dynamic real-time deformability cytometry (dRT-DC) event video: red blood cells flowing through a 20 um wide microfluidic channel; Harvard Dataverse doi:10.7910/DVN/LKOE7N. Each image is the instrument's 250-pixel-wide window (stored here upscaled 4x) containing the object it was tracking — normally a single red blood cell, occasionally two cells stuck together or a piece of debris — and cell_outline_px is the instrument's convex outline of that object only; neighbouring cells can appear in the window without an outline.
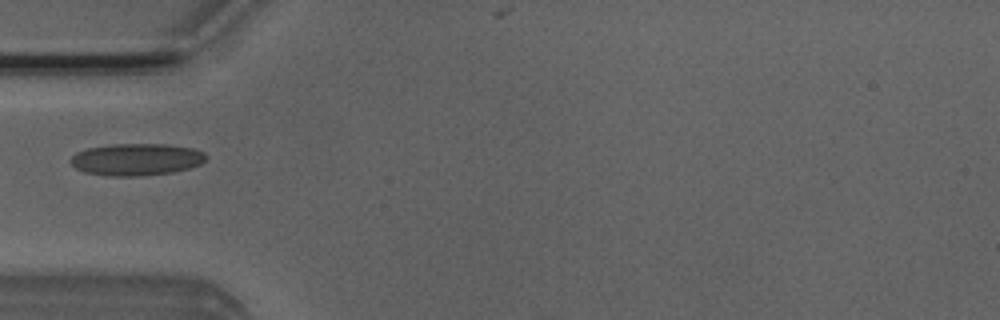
{"species": "Egyptian fruit bat (a non-hibernating species)", "species_latin": "Rousettus aegyptiacus", "temperature_condition": "room temperature", "stored_images_in_passage": 7, "camera_frame_rate_fps": 3000, "um_per_image_px": 0.085, "animal": {"sex": "male"}, "frame": {"image": 1, "passage_image": 5, "time_ms": 1.333, "image_size_px": [1000, 320], "cell_outline_px": [[208, 156], [200, 164], [188, 168], [172, 172], [140, 176], [108, 176], [84, 172], [76, 168], [68, 160], [76, 152], [88, 148], [112, 144], [164, 144], [192, 148], [204, 152]], "centroid_in_image_um": [11.57, 13.55], "position_along_channel_um": 73.4, "area_um2": 25.26}}